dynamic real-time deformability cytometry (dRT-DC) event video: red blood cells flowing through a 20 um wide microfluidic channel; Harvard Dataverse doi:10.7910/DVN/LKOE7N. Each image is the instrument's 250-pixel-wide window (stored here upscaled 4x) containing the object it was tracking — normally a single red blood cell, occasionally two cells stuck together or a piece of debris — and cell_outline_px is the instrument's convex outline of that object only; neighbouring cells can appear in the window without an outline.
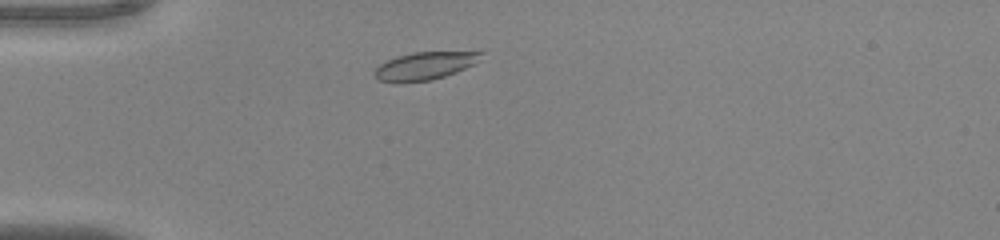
{"species": "common noctule bat (a hibernating species)", "species_latin": "Nyctalus noctula", "temperature_condition": "warm", "stored_images_in_passage": 42, "camera_frame_rate_fps": 3000, "um_per_image_px": 0.085, "animal": {"sex": "male", "body_mass_g": 20.0, "forearm_length_mm": 53.3}, "frame": {"image": 1, "passage_image": 5, "time_ms": 1.333, "image_size_px": [1000, 240], "cell_outline_px": [[484, 52], [480, 60], [456, 72], [432, 80], [376, 80], [372, 72], [380, 64], [396, 56], [416, 52]], "centroid_in_image_um": [36.11, 5.57], "position_along_channel_um": 48.9, "area_um2": 16.59}}
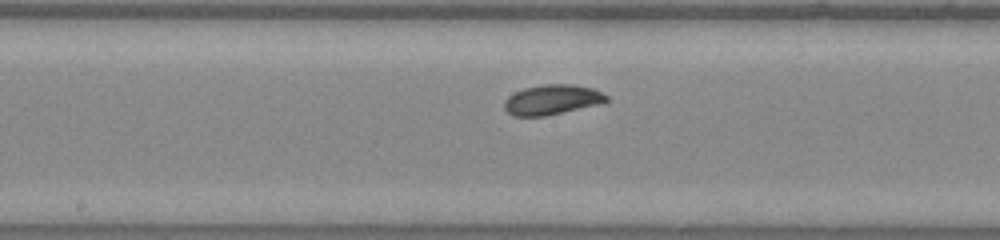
{"frame": {"image": 2, "passage_image": 18, "time_ms": 5.667, "image_size_px": [1000, 240], "cell_outline_px": [[608, 100], [604, 104], [544, 116], [512, 116], [504, 108], [504, 100], [508, 96], [524, 88], [544, 84], [572, 84], [592, 88], [608, 96]], "centroid_in_image_um": [46.95, 8.48], "position_along_channel_um": 201.3, "area_um2": 17.98}}
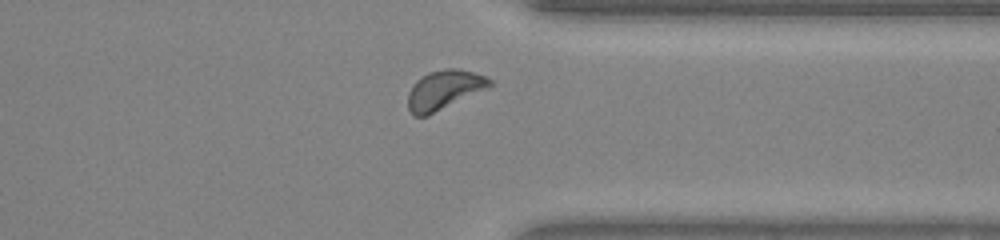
{"frame": {"image": 3, "passage_image": 31, "time_ms": 10.0, "image_size_px": [1000, 240], "cell_outline_px": [[492, 84], [428, 116], [412, 116], [408, 108], [408, 92], [416, 80], [428, 72], [444, 68], [456, 68], [488, 76], [492, 80]], "centroid_in_image_um": [37.69, 7.63], "position_along_channel_um": 373.7, "area_um2": 18.44}, "authors_computed_cell_mechanics": {"area_um2": 17.8602, "velocity_mm_per_s": 4.0015, "shape_relaxation_time_tau1_ms": 2.0172, "shape_relaxation_time_tau2_ms": null, "deformation_change_tau1": 0.1145, "deformation_change_tau2": null}}